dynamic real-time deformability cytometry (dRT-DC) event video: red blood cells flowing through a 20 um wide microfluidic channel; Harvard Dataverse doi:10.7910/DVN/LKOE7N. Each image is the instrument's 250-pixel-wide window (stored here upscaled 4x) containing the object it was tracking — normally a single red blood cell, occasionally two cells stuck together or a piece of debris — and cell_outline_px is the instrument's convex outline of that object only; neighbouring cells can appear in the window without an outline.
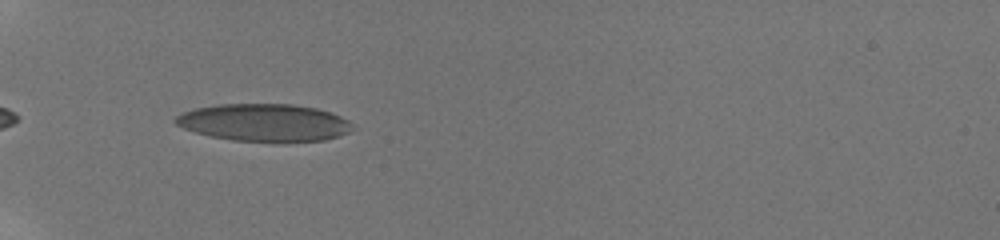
{"species": "human", "species_latin": "Homo sapiens", "temperature_condition": "room temperature", "stored_images_in_passage": 3, "camera_frame_rate_fps": 3000, "um_per_image_px": 0.085, "donor": {"sex": "male"}, "frame": {"image": 1, "passage_image": 2, "time_ms": 0.333, "image_size_px": [1000, 240], "cell_outline_px": [[352, 124], [348, 132], [324, 140], [232, 140], [212, 136], [196, 132], [184, 128], [176, 124], [172, 120], [176, 116], [184, 112], [196, 108], [220, 104], [292, 104], [316, 108], [340, 116], [348, 120]], "centroid_in_image_um": [22.41, 10.39], "position_along_channel_um": 62.6, "area_um2": 37.69}}